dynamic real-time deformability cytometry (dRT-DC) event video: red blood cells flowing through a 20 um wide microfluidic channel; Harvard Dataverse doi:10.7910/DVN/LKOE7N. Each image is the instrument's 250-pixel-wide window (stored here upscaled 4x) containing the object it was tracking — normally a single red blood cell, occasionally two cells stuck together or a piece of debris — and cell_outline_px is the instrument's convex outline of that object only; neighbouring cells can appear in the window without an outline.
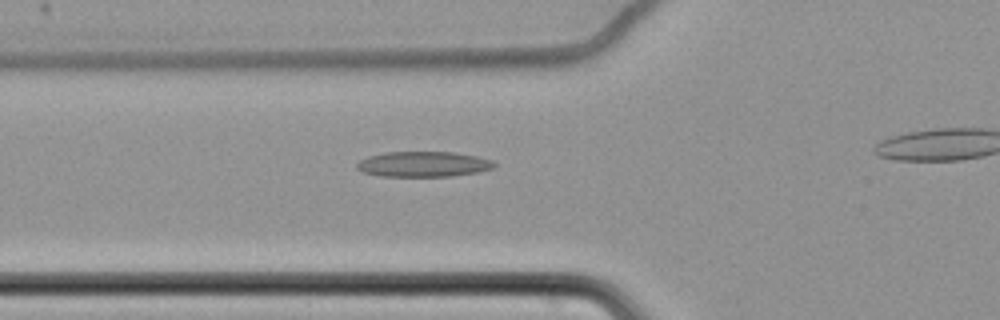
{"species": "common noctule bat (a hibernating species)", "species_latin": "Nyctalus noctula", "temperature_condition": "cold", "stored_images_in_passage": 44, "camera_frame_rate_fps": 3000, "um_per_image_px": 0.085, "animal": {"sex": "female", "body_mass_g": 22.7, "forearm_length_mm": 54.2}, "frame": {"image": 1, "passage_image": 14, "time_ms": 4.333, "image_size_px": [1000, 320], "cell_outline_px": [[496, 164], [492, 168], [476, 172], [452, 176], [380, 176], [364, 172], [356, 168], [356, 164], [360, 160], [368, 156], [388, 152], [452, 152], [476, 156], [492, 160]], "centroid_in_image_um": [35.97, 13.95], "position_along_channel_um": 89.8, "area_um2": 20.11}}
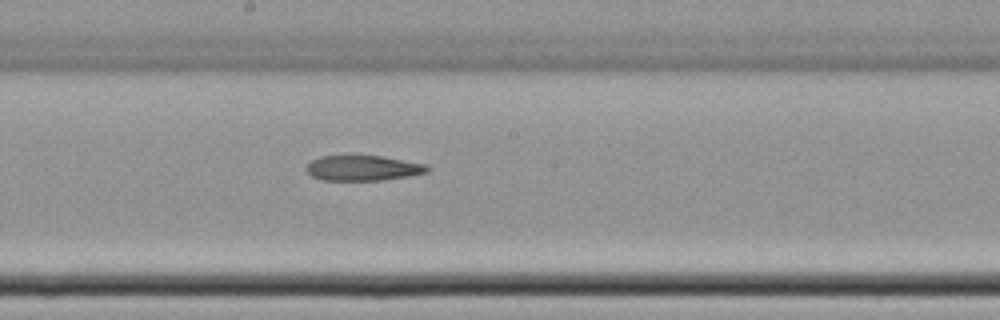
{"frame": {"image": 2, "passage_image": 25, "time_ms": 8.0, "image_size_px": [1000, 320], "cell_outline_px": [[432, 168], [428, 172], [408, 176], [380, 180], [320, 180], [312, 176], [304, 168], [312, 160], [320, 156], [348, 152], [352, 152], [380, 156], [428, 164]], "centroid_in_image_um": [30.82, 14.23], "position_along_channel_um": 217.4, "area_um2": 18.73}}
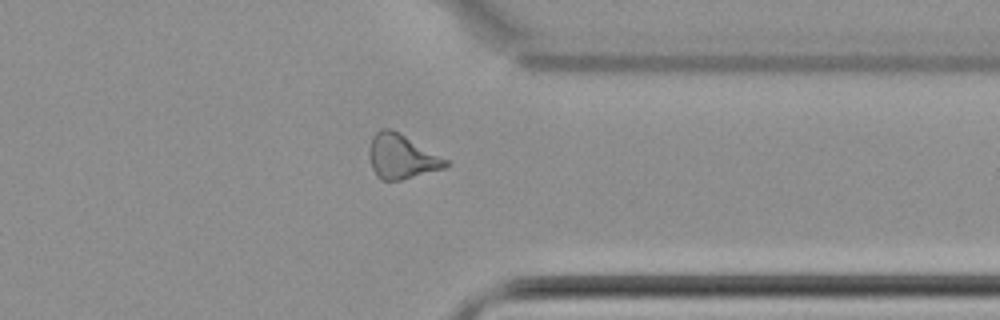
{"frame": {"image": 3, "passage_image": 39, "time_ms": 12.667, "image_size_px": [1000, 320], "cell_outline_px": [[452, 164], [444, 168], [400, 180], [384, 180], [376, 176], [372, 168], [368, 156], [368, 148], [372, 136], [380, 128], [392, 128], [400, 132], [448, 160]], "centroid_in_image_um": [34.11, 13.28], "position_along_channel_um": 377.3, "area_um2": 20.0}}